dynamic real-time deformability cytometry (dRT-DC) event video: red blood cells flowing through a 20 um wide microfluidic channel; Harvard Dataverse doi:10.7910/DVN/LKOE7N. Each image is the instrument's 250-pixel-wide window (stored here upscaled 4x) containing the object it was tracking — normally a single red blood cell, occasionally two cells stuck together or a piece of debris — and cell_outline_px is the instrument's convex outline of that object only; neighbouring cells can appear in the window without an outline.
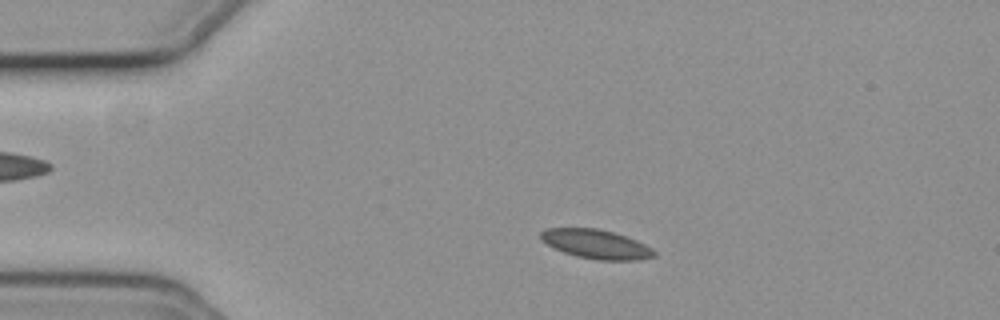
{"species": "common noctule bat (a hibernating species)", "species_latin": "Nyctalus noctula", "temperature_condition": "cold", "stored_images_in_passage": 53, "camera_frame_rate_fps": 3000, "um_per_image_px": 0.085, "animal": {"sex": "female", "body_mass_g": 19.3, "forearm_length_mm": 54.1}, "frame": {"image": 1, "passage_image": 9, "time_ms": 2.667, "image_size_px": [1000, 320], "cell_outline_px": [[656, 256], [640, 260], [596, 260], [576, 256], [564, 252], [540, 240], [540, 232], [544, 228], [596, 228], [612, 232], [636, 240], [652, 248], [656, 252]], "centroid_in_image_um": [50.67, 20.75], "position_along_channel_um": 34.3, "area_um2": 19.19}}
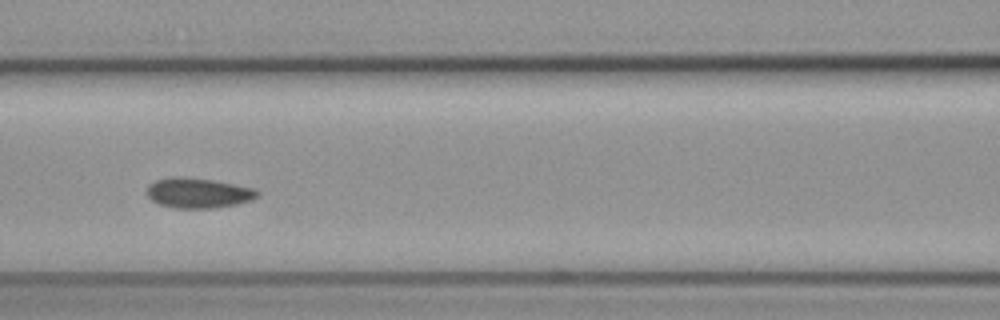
{"frame": {"image": 2, "passage_image": 22, "time_ms": 7.0, "image_size_px": [1000, 320], "cell_outline_px": [[260, 196], [252, 200], [236, 204], [212, 208], [172, 208], [160, 204], [152, 200], [144, 192], [148, 184], [156, 180], [168, 176], [188, 176], [212, 180], [256, 188], [260, 192]], "centroid_in_image_um": [16.83, 16.38], "position_along_channel_um": 149.8, "area_um2": 19.83}}
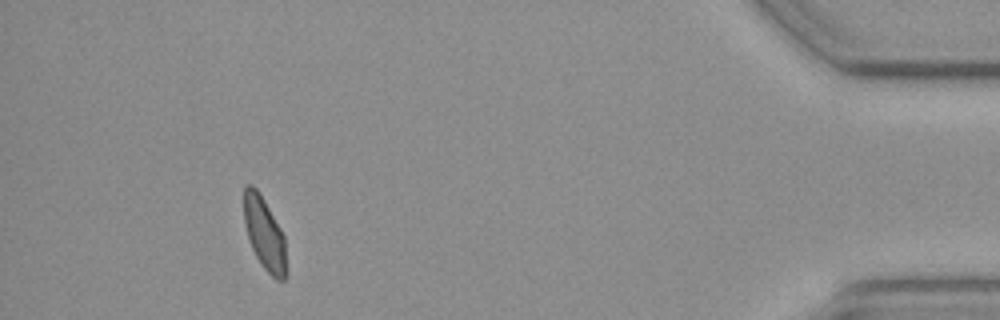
{"frame": {"image": 3, "passage_image": 49, "time_ms": 16.0, "image_size_px": [1000, 320], "cell_outline_px": [[288, 276], [284, 280], [276, 280], [264, 268], [256, 256], [248, 240], [244, 224], [244, 184], [252, 184], [256, 188], [264, 200], [280, 228], [284, 236], [288, 272]], "centroid_in_image_um": [22.49, 19.9], "position_along_channel_um": 412.7, "area_um2": 18.15}, "authors_computed_cell_mechanics": {"area_um2": 18.8428, "velocity_mm_per_s": 3.6755, "shape_relaxation_time_tau1_ms": null, "shape_relaxation_time_tau2_ms": 1.3767, "deformation_change_tau1": null, "deformation_change_tau2": 0.0549}}